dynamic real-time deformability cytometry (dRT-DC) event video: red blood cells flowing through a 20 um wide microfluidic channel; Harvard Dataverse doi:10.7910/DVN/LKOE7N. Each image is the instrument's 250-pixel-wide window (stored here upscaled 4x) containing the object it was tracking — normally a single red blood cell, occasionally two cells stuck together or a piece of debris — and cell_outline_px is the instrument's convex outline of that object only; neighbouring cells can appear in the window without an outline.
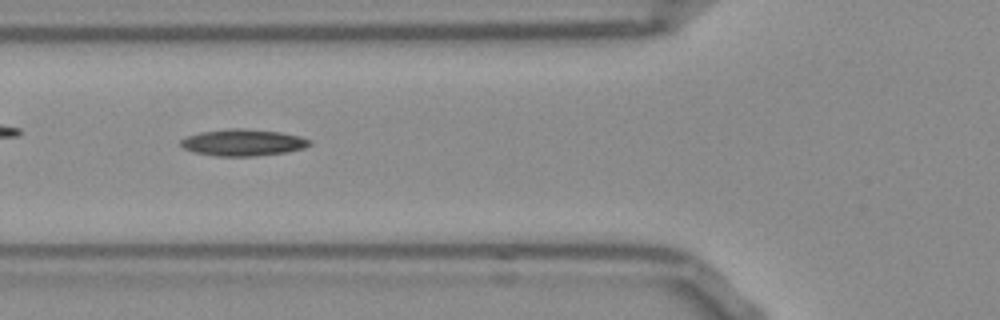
{"species": "Egyptian fruit bat (a non-hibernating species)", "species_latin": "Rousettus aegyptiacus", "temperature_condition": "room temperature", "stored_images_in_passage": 39, "camera_frame_rate_fps": 3000, "um_per_image_px": 0.085, "frame": {"image": 1, "passage_image": 6, "time_ms": 1.667, "image_size_px": [1000, 320], "cell_outline_px": [[312, 144], [304, 148], [288, 152], [252, 156], [216, 156], [196, 152], [184, 148], [180, 144], [180, 140], [188, 136], [200, 132], [232, 128], [240, 128], [280, 132], [300, 136], [312, 140]], "centroid_in_image_um": [20.7, 12.11], "position_along_channel_um": 105.1, "area_um2": 19.94}}
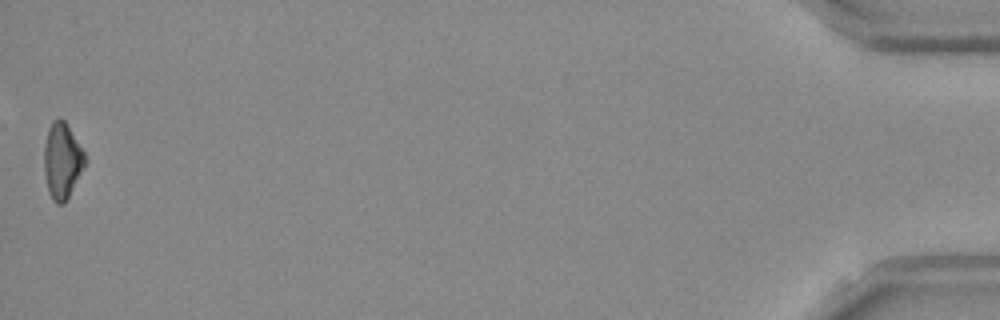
{"frame": {"image": 2, "passage_image": 39, "time_ms": 12.667, "image_size_px": [1000, 320], "cell_outline_px": [[88, 160], [64, 204], [56, 204], [52, 200], [48, 192], [44, 172], [44, 144], [48, 128], [52, 120], [56, 116], [60, 116], [64, 120], [84, 152]], "centroid_in_image_um": [5.27, 13.64], "position_along_channel_um": 429.9, "area_um2": 18.26}, "authors_computed_cell_mechanics": {"area_um2": 18.3804, "velocity_mm_per_s": 3.8723, "shape_relaxation_time_tau1_ms": null, "shape_relaxation_time_tau2_ms": 9.385, "deformation_change_tau1": null, "deformation_change_tau2": 0.2116}}